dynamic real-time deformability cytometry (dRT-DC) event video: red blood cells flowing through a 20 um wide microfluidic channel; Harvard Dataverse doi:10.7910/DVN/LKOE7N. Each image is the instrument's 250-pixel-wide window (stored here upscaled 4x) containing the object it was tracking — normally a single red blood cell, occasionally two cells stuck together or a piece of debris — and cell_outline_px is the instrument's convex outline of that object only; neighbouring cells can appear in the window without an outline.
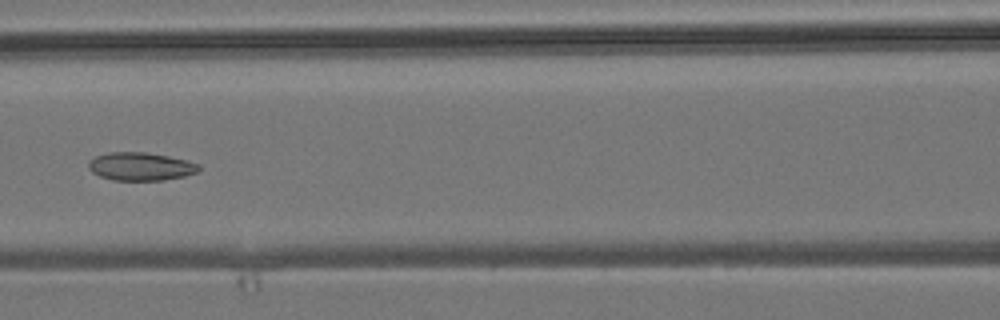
{"species": "common noctule bat (a hibernating species)", "species_latin": "Nyctalus noctula", "temperature_condition": "room temperature", "stored_images_in_passage": 6, "camera_frame_rate_fps": 3000, "um_per_image_px": 0.085, "animal": {"sex": "male", "body_mass_g": 19.2, "forearm_length_mm": 51.8}, "frame": {"image": 1, "passage_image": 6, "time_ms": 6.667, "image_size_px": [1000, 320], "cell_outline_px": [[200, 172], [184, 176], [164, 180], [112, 180], [100, 176], [92, 172], [88, 168], [88, 160], [96, 156], [108, 152], [148, 152], [188, 160], [200, 164]], "centroid_in_image_um": [11.97, 14.14], "position_along_channel_um": 154.6, "area_um2": 18.32}}